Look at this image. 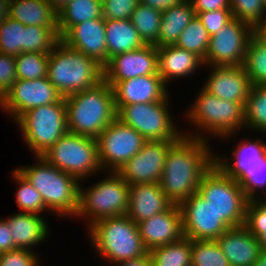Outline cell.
I'll return each mask as SVG.
<instances>
[{
    "mask_svg": "<svg viewBox=\"0 0 266 266\" xmlns=\"http://www.w3.org/2000/svg\"><path fill=\"white\" fill-rule=\"evenodd\" d=\"M195 16L196 12L189 0H184L181 4L162 11L157 47L174 45Z\"/></svg>",
    "mask_w": 266,
    "mask_h": 266,
    "instance_id": "f1b7e54d",
    "label": "cell"
},
{
    "mask_svg": "<svg viewBox=\"0 0 266 266\" xmlns=\"http://www.w3.org/2000/svg\"><path fill=\"white\" fill-rule=\"evenodd\" d=\"M230 266H254L261 251L257 238L243 225L216 239Z\"/></svg>",
    "mask_w": 266,
    "mask_h": 266,
    "instance_id": "cb8c5ba5",
    "label": "cell"
},
{
    "mask_svg": "<svg viewBox=\"0 0 266 266\" xmlns=\"http://www.w3.org/2000/svg\"><path fill=\"white\" fill-rule=\"evenodd\" d=\"M9 17L25 26L58 27V13L47 0H11Z\"/></svg>",
    "mask_w": 266,
    "mask_h": 266,
    "instance_id": "4316f807",
    "label": "cell"
},
{
    "mask_svg": "<svg viewBox=\"0 0 266 266\" xmlns=\"http://www.w3.org/2000/svg\"><path fill=\"white\" fill-rule=\"evenodd\" d=\"M26 26L8 17L0 26V53L17 56L26 52Z\"/></svg>",
    "mask_w": 266,
    "mask_h": 266,
    "instance_id": "8d00e7d4",
    "label": "cell"
},
{
    "mask_svg": "<svg viewBox=\"0 0 266 266\" xmlns=\"http://www.w3.org/2000/svg\"><path fill=\"white\" fill-rule=\"evenodd\" d=\"M197 193L204 200L210 201L218 215L231 227L244 225L249 199L241 185L217 165L214 164L202 177Z\"/></svg>",
    "mask_w": 266,
    "mask_h": 266,
    "instance_id": "30bf717a",
    "label": "cell"
},
{
    "mask_svg": "<svg viewBox=\"0 0 266 266\" xmlns=\"http://www.w3.org/2000/svg\"><path fill=\"white\" fill-rule=\"evenodd\" d=\"M234 147L231 157L215 154V165L240 184L266 156V140L243 137Z\"/></svg>",
    "mask_w": 266,
    "mask_h": 266,
    "instance_id": "ffe728a7",
    "label": "cell"
},
{
    "mask_svg": "<svg viewBox=\"0 0 266 266\" xmlns=\"http://www.w3.org/2000/svg\"><path fill=\"white\" fill-rule=\"evenodd\" d=\"M115 106L164 101L170 97L159 75H144L119 81L114 87Z\"/></svg>",
    "mask_w": 266,
    "mask_h": 266,
    "instance_id": "7402d4cb",
    "label": "cell"
},
{
    "mask_svg": "<svg viewBox=\"0 0 266 266\" xmlns=\"http://www.w3.org/2000/svg\"><path fill=\"white\" fill-rule=\"evenodd\" d=\"M68 132L97 139L117 118L113 88L102 81L94 88L64 98Z\"/></svg>",
    "mask_w": 266,
    "mask_h": 266,
    "instance_id": "277c9868",
    "label": "cell"
},
{
    "mask_svg": "<svg viewBox=\"0 0 266 266\" xmlns=\"http://www.w3.org/2000/svg\"><path fill=\"white\" fill-rule=\"evenodd\" d=\"M15 123L30 152L35 156H42L68 132L64 98L59 103L28 110Z\"/></svg>",
    "mask_w": 266,
    "mask_h": 266,
    "instance_id": "ba28073f",
    "label": "cell"
},
{
    "mask_svg": "<svg viewBox=\"0 0 266 266\" xmlns=\"http://www.w3.org/2000/svg\"><path fill=\"white\" fill-rule=\"evenodd\" d=\"M33 165L18 166L16 169L41 194L48 212L57 217H72L79 206L81 181L62 172L42 156H34Z\"/></svg>",
    "mask_w": 266,
    "mask_h": 266,
    "instance_id": "3957f363",
    "label": "cell"
},
{
    "mask_svg": "<svg viewBox=\"0 0 266 266\" xmlns=\"http://www.w3.org/2000/svg\"><path fill=\"white\" fill-rule=\"evenodd\" d=\"M93 185L79 186V206L75 217L85 219L87 229L99 220L126 215L129 207L130 185L114 171Z\"/></svg>",
    "mask_w": 266,
    "mask_h": 266,
    "instance_id": "52a82bcc",
    "label": "cell"
},
{
    "mask_svg": "<svg viewBox=\"0 0 266 266\" xmlns=\"http://www.w3.org/2000/svg\"><path fill=\"white\" fill-rule=\"evenodd\" d=\"M209 142L183 135L169 148L159 183L173 204L197 193L202 177L214 166L216 153Z\"/></svg>",
    "mask_w": 266,
    "mask_h": 266,
    "instance_id": "6da1fadb",
    "label": "cell"
},
{
    "mask_svg": "<svg viewBox=\"0 0 266 266\" xmlns=\"http://www.w3.org/2000/svg\"><path fill=\"white\" fill-rule=\"evenodd\" d=\"M144 75H158L155 45H148L117 54L104 66V81L112 88L119 82Z\"/></svg>",
    "mask_w": 266,
    "mask_h": 266,
    "instance_id": "e0dca14e",
    "label": "cell"
},
{
    "mask_svg": "<svg viewBox=\"0 0 266 266\" xmlns=\"http://www.w3.org/2000/svg\"><path fill=\"white\" fill-rule=\"evenodd\" d=\"M130 20L143 42L157 47L162 12L139 2L132 12Z\"/></svg>",
    "mask_w": 266,
    "mask_h": 266,
    "instance_id": "1f68e13d",
    "label": "cell"
},
{
    "mask_svg": "<svg viewBox=\"0 0 266 266\" xmlns=\"http://www.w3.org/2000/svg\"><path fill=\"white\" fill-rule=\"evenodd\" d=\"M175 142L146 140L142 149L127 161L117 173L129 185L137 183H159L166 154Z\"/></svg>",
    "mask_w": 266,
    "mask_h": 266,
    "instance_id": "2e32d148",
    "label": "cell"
},
{
    "mask_svg": "<svg viewBox=\"0 0 266 266\" xmlns=\"http://www.w3.org/2000/svg\"><path fill=\"white\" fill-rule=\"evenodd\" d=\"M42 157L81 182L101 173L97 139L67 132ZM84 179V180H83Z\"/></svg>",
    "mask_w": 266,
    "mask_h": 266,
    "instance_id": "9c48e42d",
    "label": "cell"
},
{
    "mask_svg": "<svg viewBox=\"0 0 266 266\" xmlns=\"http://www.w3.org/2000/svg\"><path fill=\"white\" fill-rule=\"evenodd\" d=\"M254 266H266V252L260 251Z\"/></svg>",
    "mask_w": 266,
    "mask_h": 266,
    "instance_id": "9f6ffc18",
    "label": "cell"
},
{
    "mask_svg": "<svg viewBox=\"0 0 266 266\" xmlns=\"http://www.w3.org/2000/svg\"><path fill=\"white\" fill-rule=\"evenodd\" d=\"M58 33L61 36L70 26L102 17V0H71L58 12Z\"/></svg>",
    "mask_w": 266,
    "mask_h": 266,
    "instance_id": "f546056e",
    "label": "cell"
},
{
    "mask_svg": "<svg viewBox=\"0 0 266 266\" xmlns=\"http://www.w3.org/2000/svg\"><path fill=\"white\" fill-rule=\"evenodd\" d=\"M35 251L16 249L0 254V266H40L39 255Z\"/></svg>",
    "mask_w": 266,
    "mask_h": 266,
    "instance_id": "bcb514c9",
    "label": "cell"
},
{
    "mask_svg": "<svg viewBox=\"0 0 266 266\" xmlns=\"http://www.w3.org/2000/svg\"><path fill=\"white\" fill-rule=\"evenodd\" d=\"M244 111L245 128L266 135V85H252Z\"/></svg>",
    "mask_w": 266,
    "mask_h": 266,
    "instance_id": "d6a6232c",
    "label": "cell"
},
{
    "mask_svg": "<svg viewBox=\"0 0 266 266\" xmlns=\"http://www.w3.org/2000/svg\"><path fill=\"white\" fill-rule=\"evenodd\" d=\"M11 233L12 231L7 225L6 220L0 219V254L17 249Z\"/></svg>",
    "mask_w": 266,
    "mask_h": 266,
    "instance_id": "681fc988",
    "label": "cell"
},
{
    "mask_svg": "<svg viewBox=\"0 0 266 266\" xmlns=\"http://www.w3.org/2000/svg\"><path fill=\"white\" fill-rule=\"evenodd\" d=\"M106 44L109 59L117 54L145 46L130 19L104 20Z\"/></svg>",
    "mask_w": 266,
    "mask_h": 266,
    "instance_id": "83f0119b",
    "label": "cell"
},
{
    "mask_svg": "<svg viewBox=\"0 0 266 266\" xmlns=\"http://www.w3.org/2000/svg\"><path fill=\"white\" fill-rule=\"evenodd\" d=\"M210 36L218 33L229 21L233 19L230 9H217L214 11H205L197 14Z\"/></svg>",
    "mask_w": 266,
    "mask_h": 266,
    "instance_id": "f6af8a7d",
    "label": "cell"
},
{
    "mask_svg": "<svg viewBox=\"0 0 266 266\" xmlns=\"http://www.w3.org/2000/svg\"><path fill=\"white\" fill-rule=\"evenodd\" d=\"M138 228L148 251L177 242L183 237L181 210L173 204L167 211L138 223Z\"/></svg>",
    "mask_w": 266,
    "mask_h": 266,
    "instance_id": "44dd1931",
    "label": "cell"
},
{
    "mask_svg": "<svg viewBox=\"0 0 266 266\" xmlns=\"http://www.w3.org/2000/svg\"><path fill=\"white\" fill-rule=\"evenodd\" d=\"M243 67L252 85H266V44L254 34L249 40Z\"/></svg>",
    "mask_w": 266,
    "mask_h": 266,
    "instance_id": "836d02e7",
    "label": "cell"
},
{
    "mask_svg": "<svg viewBox=\"0 0 266 266\" xmlns=\"http://www.w3.org/2000/svg\"><path fill=\"white\" fill-rule=\"evenodd\" d=\"M191 266H230L216 240H191Z\"/></svg>",
    "mask_w": 266,
    "mask_h": 266,
    "instance_id": "ab89813d",
    "label": "cell"
},
{
    "mask_svg": "<svg viewBox=\"0 0 266 266\" xmlns=\"http://www.w3.org/2000/svg\"><path fill=\"white\" fill-rule=\"evenodd\" d=\"M145 141L134 128L116 118L97 137L102 171L117 172L142 149Z\"/></svg>",
    "mask_w": 266,
    "mask_h": 266,
    "instance_id": "7c38bea8",
    "label": "cell"
},
{
    "mask_svg": "<svg viewBox=\"0 0 266 266\" xmlns=\"http://www.w3.org/2000/svg\"><path fill=\"white\" fill-rule=\"evenodd\" d=\"M49 54L23 52L15 56L16 78L35 80L47 77Z\"/></svg>",
    "mask_w": 266,
    "mask_h": 266,
    "instance_id": "74e56055",
    "label": "cell"
},
{
    "mask_svg": "<svg viewBox=\"0 0 266 266\" xmlns=\"http://www.w3.org/2000/svg\"><path fill=\"white\" fill-rule=\"evenodd\" d=\"M210 203L195 193L178 205L184 237L190 240H216L232 228Z\"/></svg>",
    "mask_w": 266,
    "mask_h": 266,
    "instance_id": "5bb4252c",
    "label": "cell"
},
{
    "mask_svg": "<svg viewBox=\"0 0 266 266\" xmlns=\"http://www.w3.org/2000/svg\"><path fill=\"white\" fill-rule=\"evenodd\" d=\"M26 52L49 54L60 41L58 27L26 26Z\"/></svg>",
    "mask_w": 266,
    "mask_h": 266,
    "instance_id": "60d3db41",
    "label": "cell"
},
{
    "mask_svg": "<svg viewBox=\"0 0 266 266\" xmlns=\"http://www.w3.org/2000/svg\"><path fill=\"white\" fill-rule=\"evenodd\" d=\"M60 40L91 59H95L103 67L108 63L105 25L103 18L90 19L70 26Z\"/></svg>",
    "mask_w": 266,
    "mask_h": 266,
    "instance_id": "ac0fdd59",
    "label": "cell"
},
{
    "mask_svg": "<svg viewBox=\"0 0 266 266\" xmlns=\"http://www.w3.org/2000/svg\"><path fill=\"white\" fill-rule=\"evenodd\" d=\"M12 179L16 185L15 199L17 207L20 209L19 213H33L41 215L47 212L41 194L28 182L22 174L15 168L11 172ZM41 213V214H40Z\"/></svg>",
    "mask_w": 266,
    "mask_h": 266,
    "instance_id": "d590c367",
    "label": "cell"
},
{
    "mask_svg": "<svg viewBox=\"0 0 266 266\" xmlns=\"http://www.w3.org/2000/svg\"><path fill=\"white\" fill-rule=\"evenodd\" d=\"M64 97L47 77L24 80L18 79L0 100L4 110L14 122L25 112L35 107L59 103Z\"/></svg>",
    "mask_w": 266,
    "mask_h": 266,
    "instance_id": "9a60e30c",
    "label": "cell"
},
{
    "mask_svg": "<svg viewBox=\"0 0 266 266\" xmlns=\"http://www.w3.org/2000/svg\"><path fill=\"white\" fill-rule=\"evenodd\" d=\"M253 28L233 18L210 36L204 66H243Z\"/></svg>",
    "mask_w": 266,
    "mask_h": 266,
    "instance_id": "4fadbf2b",
    "label": "cell"
},
{
    "mask_svg": "<svg viewBox=\"0 0 266 266\" xmlns=\"http://www.w3.org/2000/svg\"><path fill=\"white\" fill-rule=\"evenodd\" d=\"M12 231L17 249L31 250L46 241L50 233L48 221L33 213H16L4 218Z\"/></svg>",
    "mask_w": 266,
    "mask_h": 266,
    "instance_id": "484cf974",
    "label": "cell"
},
{
    "mask_svg": "<svg viewBox=\"0 0 266 266\" xmlns=\"http://www.w3.org/2000/svg\"><path fill=\"white\" fill-rule=\"evenodd\" d=\"M16 81L15 56L0 53V100Z\"/></svg>",
    "mask_w": 266,
    "mask_h": 266,
    "instance_id": "7dc6e473",
    "label": "cell"
},
{
    "mask_svg": "<svg viewBox=\"0 0 266 266\" xmlns=\"http://www.w3.org/2000/svg\"><path fill=\"white\" fill-rule=\"evenodd\" d=\"M157 55L158 75L166 86L175 79L192 77L197 70L204 67L203 60L199 56L175 45L157 47Z\"/></svg>",
    "mask_w": 266,
    "mask_h": 266,
    "instance_id": "d4e9b609",
    "label": "cell"
},
{
    "mask_svg": "<svg viewBox=\"0 0 266 266\" xmlns=\"http://www.w3.org/2000/svg\"><path fill=\"white\" fill-rule=\"evenodd\" d=\"M200 89L193 104L183 114L185 120L187 118L186 122L195 126L197 132L185 133L184 130L185 136L210 141L208 137L212 135L228 140L240 129L245 130V111L242 104L220 99L203 87Z\"/></svg>",
    "mask_w": 266,
    "mask_h": 266,
    "instance_id": "7a4b0ae2",
    "label": "cell"
},
{
    "mask_svg": "<svg viewBox=\"0 0 266 266\" xmlns=\"http://www.w3.org/2000/svg\"><path fill=\"white\" fill-rule=\"evenodd\" d=\"M209 42L210 35L196 15L180 34L174 45L178 48L195 53L204 61L208 51Z\"/></svg>",
    "mask_w": 266,
    "mask_h": 266,
    "instance_id": "e575fe53",
    "label": "cell"
},
{
    "mask_svg": "<svg viewBox=\"0 0 266 266\" xmlns=\"http://www.w3.org/2000/svg\"><path fill=\"white\" fill-rule=\"evenodd\" d=\"M11 0H0V26L9 17Z\"/></svg>",
    "mask_w": 266,
    "mask_h": 266,
    "instance_id": "db71d44e",
    "label": "cell"
},
{
    "mask_svg": "<svg viewBox=\"0 0 266 266\" xmlns=\"http://www.w3.org/2000/svg\"><path fill=\"white\" fill-rule=\"evenodd\" d=\"M233 18L254 28L261 20L266 9L262 0H230Z\"/></svg>",
    "mask_w": 266,
    "mask_h": 266,
    "instance_id": "b9f144b4",
    "label": "cell"
},
{
    "mask_svg": "<svg viewBox=\"0 0 266 266\" xmlns=\"http://www.w3.org/2000/svg\"><path fill=\"white\" fill-rule=\"evenodd\" d=\"M212 70L202 86L220 99L240 103L245 107L252 87L243 66H206Z\"/></svg>",
    "mask_w": 266,
    "mask_h": 266,
    "instance_id": "d6986e66",
    "label": "cell"
},
{
    "mask_svg": "<svg viewBox=\"0 0 266 266\" xmlns=\"http://www.w3.org/2000/svg\"><path fill=\"white\" fill-rule=\"evenodd\" d=\"M139 0H102V17L104 20L130 19Z\"/></svg>",
    "mask_w": 266,
    "mask_h": 266,
    "instance_id": "ee69618b",
    "label": "cell"
},
{
    "mask_svg": "<svg viewBox=\"0 0 266 266\" xmlns=\"http://www.w3.org/2000/svg\"><path fill=\"white\" fill-rule=\"evenodd\" d=\"M196 15L200 12L217 9H230V0H189Z\"/></svg>",
    "mask_w": 266,
    "mask_h": 266,
    "instance_id": "c3c4849f",
    "label": "cell"
},
{
    "mask_svg": "<svg viewBox=\"0 0 266 266\" xmlns=\"http://www.w3.org/2000/svg\"><path fill=\"white\" fill-rule=\"evenodd\" d=\"M92 248L110 264L146 255L138 224L127 215L99 220L86 231Z\"/></svg>",
    "mask_w": 266,
    "mask_h": 266,
    "instance_id": "8992f818",
    "label": "cell"
},
{
    "mask_svg": "<svg viewBox=\"0 0 266 266\" xmlns=\"http://www.w3.org/2000/svg\"><path fill=\"white\" fill-rule=\"evenodd\" d=\"M173 203L160 187V183H137L129 188V207L126 215L136 224L153 215L167 211Z\"/></svg>",
    "mask_w": 266,
    "mask_h": 266,
    "instance_id": "603a6c76",
    "label": "cell"
},
{
    "mask_svg": "<svg viewBox=\"0 0 266 266\" xmlns=\"http://www.w3.org/2000/svg\"><path fill=\"white\" fill-rule=\"evenodd\" d=\"M184 0H139L141 4L147 5L160 12L173 6L181 4Z\"/></svg>",
    "mask_w": 266,
    "mask_h": 266,
    "instance_id": "f907efd6",
    "label": "cell"
},
{
    "mask_svg": "<svg viewBox=\"0 0 266 266\" xmlns=\"http://www.w3.org/2000/svg\"><path fill=\"white\" fill-rule=\"evenodd\" d=\"M262 2H263L264 8L266 9V0H262Z\"/></svg>",
    "mask_w": 266,
    "mask_h": 266,
    "instance_id": "6f0895ef",
    "label": "cell"
},
{
    "mask_svg": "<svg viewBox=\"0 0 266 266\" xmlns=\"http://www.w3.org/2000/svg\"><path fill=\"white\" fill-rule=\"evenodd\" d=\"M114 266H152V260L149 252L138 258H133L130 260H124L117 263L109 264Z\"/></svg>",
    "mask_w": 266,
    "mask_h": 266,
    "instance_id": "816d5d0a",
    "label": "cell"
},
{
    "mask_svg": "<svg viewBox=\"0 0 266 266\" xmlns=\"http://www.w3.org/2000/svg\"><path fill=\"white\" fill-rule=\"evenodd\" d=\"M47 78L65 98L101 83L104 67L60 40L49 53Z\"/></svg>",
    "mask_w": 266,
    "mask_h": 266,
    "instance_id": "5b68a950",
    "label": "cell"
},
{
    "mask_svg": "<svg viewBox=\"0 0 266 266\" xmlns=\"http://www.w3.org/2000/svg\"><path fill=\"white\" fill-rule=\"evenodd\" d=\"M240 185L248 199L260 198L263 194L264 197H266V156L249 171V175L240 183Z\"/></svg>",
    "mask_w": 266,
    "mask_h": 266,
    "instance_id": "7bdbcfd3",
    "label": "cell"
},
{
    "mask_svg": "<svg viewBox=\"0 0 266 266\" xmlns=\"http://www.w3.org/2000/svg\"><path fill=\"white\" fill-rule=\"evenodd\" d=\"M152 266H191V240L179 241L153 248L149 251Z\"/></svg>",
    "mask_w": 266,
    "mask_h": 266,
    "instance_id": "4dcf8cb0",
    "label": "cell"
},
{
    "mask_svg": "<svg viewBox=\"0 0 266 266\" xmlns=\"http://www.w3.org/2000/svg\"><path fill=\"white\" fill-rule=\"evenodd\" d=\"M244 226L257 238L261 251L266 252V197L249 199Z\"/></svg>",
    "mask_w": 266,
    "mask_h": 266,
    "instance_id": "f35d334b",
    "label": "cell"
},
{
    "mask_svg": "<svg viewBox=\"0 0 266 266\" xmlns=\"http://www.w3.org/2000/svg\"><path fill=\"white\" fill-rule=\"evenodd\" d=\"M253 33L266 44V11L259 23L253 28Z\"/></svg>",
    "mask_w": 266,
    "mask_h": 266,
    "instance_id": "f5cc1de1",
    "label": "cell"
},
{
    "mask_svg": "<svg viewBox=\"0 0 266 266\" xmlns=\"http://www.w3.org/2000/svg\"><path fill=\"white\" fill-rule=\"evenodd\" d=\"M53 8L58 12L61 8H63L67 3L71 0H47Z\"/></svg>",
    "mask_w": 266,
    "mask_h": 266,
    "instance_id": "11a10c76",
    "label": "cell"
},
{
    "mask_svg": "<svg viewBox=\"0 0 266 266\" xmlns=\"http://www.w3.org/2000/svg\"><path fill=\"white\" fill-rule=\"evenodd\" d=\"M170 98L116 107L117 119L134 128L146 140L178 141L184 134L171 115Z\"/></svg>",
    "mask_w": 266,
    "mask_h": 266,
    "instance_id": "8fae6325",
    "label": "cell"
}]
</instances>
